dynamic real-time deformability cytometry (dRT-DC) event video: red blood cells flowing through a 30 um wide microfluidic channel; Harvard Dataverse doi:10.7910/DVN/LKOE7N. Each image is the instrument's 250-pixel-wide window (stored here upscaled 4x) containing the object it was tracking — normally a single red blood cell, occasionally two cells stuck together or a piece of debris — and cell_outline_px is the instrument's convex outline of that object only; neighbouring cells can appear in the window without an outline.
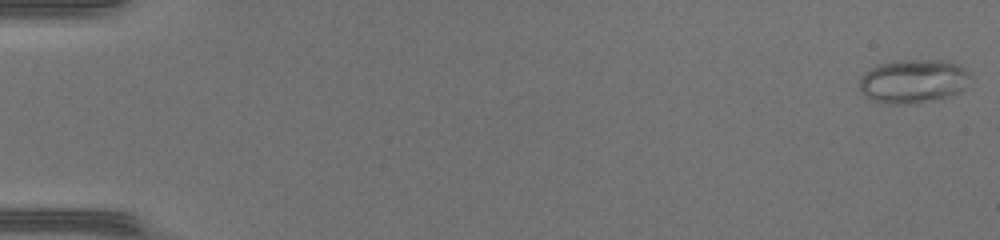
{"species": "common noctule bat (a hibernating species)", "species_latin": "Nyctalus noctula", "temperature_condition": "warm", "stored_images_in_passage": 49, "camera_frame_rate_fps": 3000, "um_per_image_px": 0.085, "animal": {"sex": "female", "body_mass_g": 17.0, "forearm_length_mm": 48.0}, "frame": {"image": 1, "passage_image": 1, "time_ms": 0.0, "image_size_px": [1000, 240], "cell_outline_px": [[972, 76], [964, 88], [960, 92], [952, 96], [936, 100], [912, 104], [888, 104], [872, 100], [864, 96], [860, 88], [860, 76], [864, 72], [880, 64], [896, 60], [940, 60], [960, 64]], "centroid_in_image_um": [77.65, 6.91], "position_along_channel_um": 7.4, "area_um2": 28.67}}
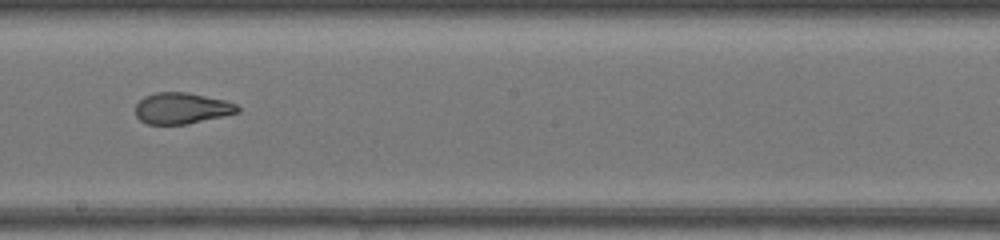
{"frame": {"image": 2, "passage_image": 29, "time_ms": 9.333, "image_size_px": [1000, 240], "cell_outline_px": [[240, 112], [188, 124], [148, 124], [140, 120], [136, 116], [136, 104], [144, 96], [156, 92], [184, 92], [224, 100], [236, 104], [240, 108]], "centroid_in_image_um": [15.44, 9.21], "position_along_channel_um": 232.8, "area_um2": 18.44}}
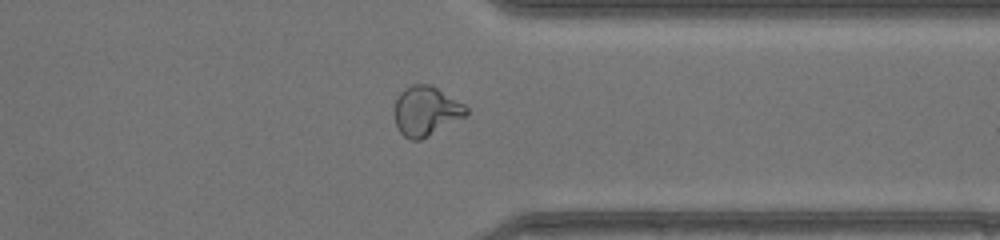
{"frame": {"image": 3, "passage_image": 39, "time_ms": 12.667, "image_size_px": [1000, 240], "cell_outline_px": [[468, 112], [464, 116], [420, 140], [412, 140], [404, 136], [400, 132], [396, 124], [396, 96], [404, 88], [412, 84], [428, 84], [436, 88], [464, 104], [468, 108]], "centroid_in_image_um": [36.19, 9.42], "position_along_channel_um": 375.2, "area_um2": 20.17}, "authors_computed_cell_mechanics": {"area_um2": 22.1374, "velocity_mm_per_s": 4.3348, "shape_relaxation_time_tau1_ms": null, "shape_relaxation_time_tau2_ms": 1.0217, "deformation_change_tau1": null, "deformation_change_tau2": 0.0687}}